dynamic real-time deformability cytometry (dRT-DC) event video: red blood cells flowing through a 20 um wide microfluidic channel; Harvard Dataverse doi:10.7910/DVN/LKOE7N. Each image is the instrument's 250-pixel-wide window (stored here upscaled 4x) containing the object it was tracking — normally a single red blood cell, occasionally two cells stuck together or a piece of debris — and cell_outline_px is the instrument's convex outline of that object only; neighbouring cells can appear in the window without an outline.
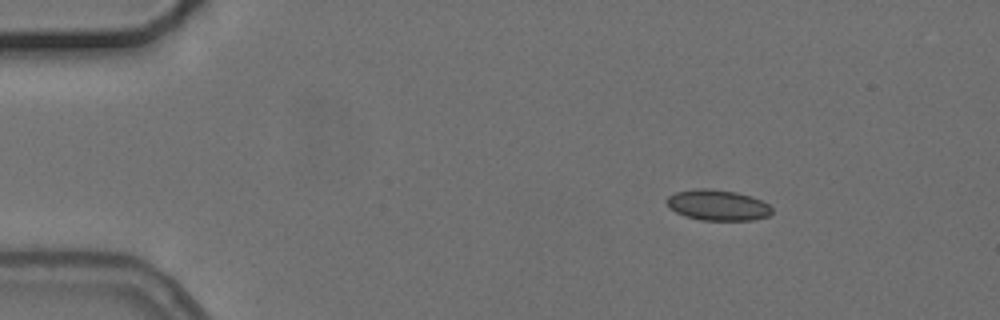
{"species": "common noctule bat (a hibernating species)", "species_latin": "Nyctalus noctula", "temperature_condition": "cold", "stored_images_in_passage": 3, "camera_frame_rate_fps": 3000, "um_per_image_px": 0.085, "animal": {"sex": "female", "body_mass_g": 24.6, "forearm_length_mm": 56.2}, "frame": {"image": 1, "passage_image": 1, "time_ms": 0.0, "image_size_px": [1000, 320], "cell_outline_px": [[772, 212], [768, 216], [752, 220], [700, 220], [684, 216], [668, 208], [664, 200], [668, 196], [676, 192], [700, 188], [708, 188], [736, 192], [752, 196], [768, 204], [772, 208]], "centroid_in_image_um": [60.97, 17.44], "position_along_channel_um": 24.0, "area_um2": 18.96}}
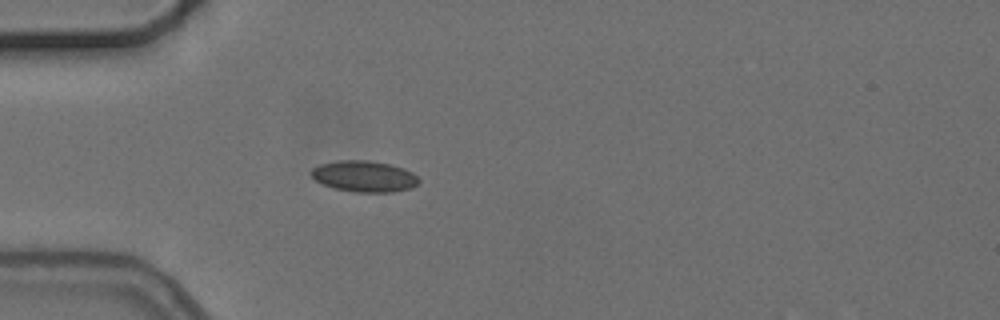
{"frame": {"image": 2, "passage_image": 3, "time_ms": 2.667, "image_size_px": [1000, 320], "cell_outline_px": [[420, 180], [416, 184], [408, 188], [392, 192], [356, 192], [332, 188], [316, 180], [308, 172], [312, 168], [320, 164], [336, 160], [368, 160], [392, 164], [404, 168], [412, 172]], "centroid_in_image_um": [30.92, 14.97], "position_along_channel_um": 54.1, "area_um2": 19.59}}